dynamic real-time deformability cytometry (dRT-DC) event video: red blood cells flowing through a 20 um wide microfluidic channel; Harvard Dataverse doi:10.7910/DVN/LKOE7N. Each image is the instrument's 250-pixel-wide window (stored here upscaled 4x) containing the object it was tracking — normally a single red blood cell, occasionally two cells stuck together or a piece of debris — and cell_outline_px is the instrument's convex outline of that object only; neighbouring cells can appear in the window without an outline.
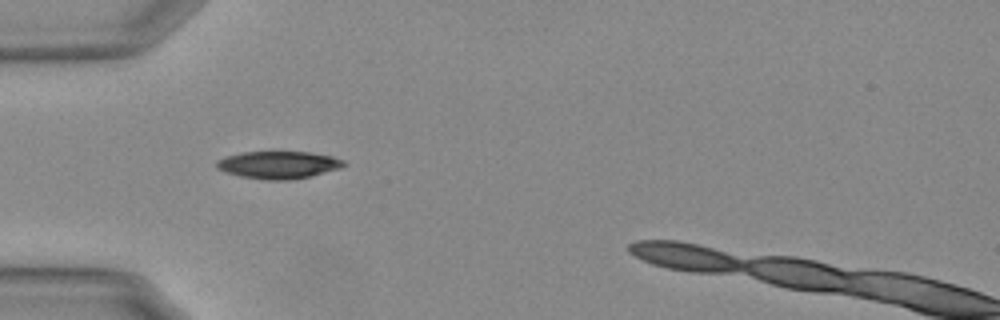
{"species": "Egyptian fruit bat (a non-hibernating species)", "species_latin": "Rousettus aegyptiacus", "temperature_condition": "warm", "stored_images_in_passage": 34, "camera_frame_rate_fps": 3000, "um_per_image_px": 0.085, "animal": {"sex": "female"}, "frame": {"image": 1, "passage_image": 1, "time_ms": 0.0, "image_size_px": [1000, 320], "cell_outline_px": [[344, 164], [340, 168], [312, 176], [292, 180], [264, 180], [240, 176], [216, 168], [216, 160], [224, 156], [244, 152], [308, 152], [332, 156], [344, 160]], "centroid_in_image_um": [23.65, 14.02], "position_along_channel_um": 61.3, "area_um2": 20.35}}
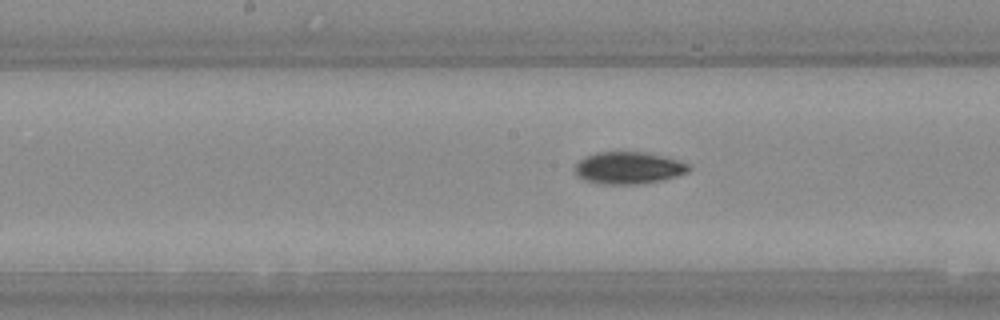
{"frame": {"image": 2, "passage_image": 12, "time_ms": 3.667, "image_size_px": [1000, 320], "cell_outline_px": [[692, 168], [688, 172], [676, 176], [660, 180], [632, 184], [604, 184], [588, 180], [576, 176], [576, 164], [584, 156], [596, 152], [644, 152], [676, 160], [688, 164]], "centroid_in_image_um": [53.4, 14.26], "position_along_channel_um": 194.8, "area_um2": 20.87}}
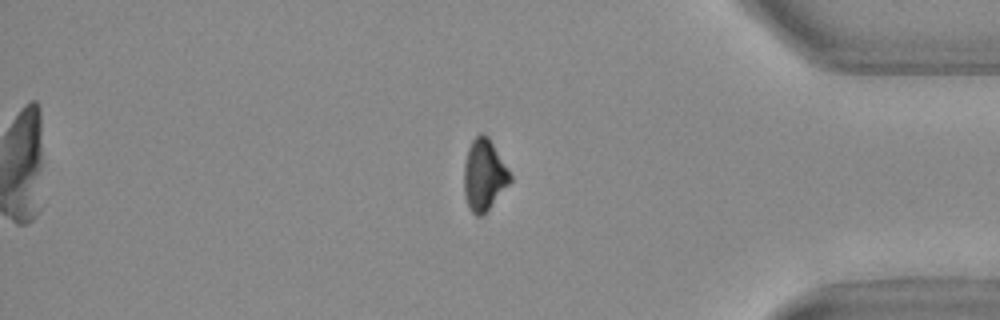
{"frame": {"image": 3, "passage_image": 30, "time_ms": 9.667, "image_size_px": [1000, 320], "cell_outline_px": [[512, 180], [488, 208], [480, 216], [476, 216], [472, 212], [468, 204], [464, 192], [464, 164], [468, 148], [472, 140], [480, 132], [484, 132], [488, 136], [508, 168], [512, 176]], "centroid_in_image_um": [41.14, 14.82], "position_along_channel_um": 394.1, "area_um2": 18.9}}